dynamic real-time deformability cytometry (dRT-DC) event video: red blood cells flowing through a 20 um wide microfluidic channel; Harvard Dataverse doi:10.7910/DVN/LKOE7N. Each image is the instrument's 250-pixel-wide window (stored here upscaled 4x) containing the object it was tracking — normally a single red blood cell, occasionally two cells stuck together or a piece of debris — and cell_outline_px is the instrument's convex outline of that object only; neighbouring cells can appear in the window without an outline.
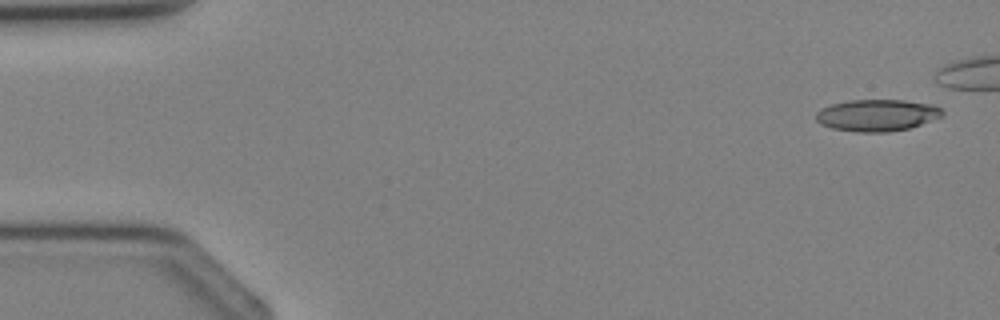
{"species": "Egyptian fruit bat (a non-hibernating species)", "species_latin": "Rousettus aegyptiacus", "temperature_condition": "cold", "stored_images_in_passage": 3, "camera_frame_rate_fps": 3000, "um_per_image_px": 0.085, "animal": {"sex": "female"}, "frame": {"image": 1, "passage_image": 1, "time_ms": 0.0, "image_size_px": [1000, 320], "cell_outline_px": [[944, 116], [908, 128], [888, 132], [856, 132], [832, 128], [820, 124], [816, 120], [816, 112], [820, 108], [832, 104], [848, 100], [904, 100], [932, 104], [940, 108], [944, 112]], "centroid_in_image_um": [74.53, 9.79], "position_along_channel_um": 10.5, "area_um2": 23.47}}